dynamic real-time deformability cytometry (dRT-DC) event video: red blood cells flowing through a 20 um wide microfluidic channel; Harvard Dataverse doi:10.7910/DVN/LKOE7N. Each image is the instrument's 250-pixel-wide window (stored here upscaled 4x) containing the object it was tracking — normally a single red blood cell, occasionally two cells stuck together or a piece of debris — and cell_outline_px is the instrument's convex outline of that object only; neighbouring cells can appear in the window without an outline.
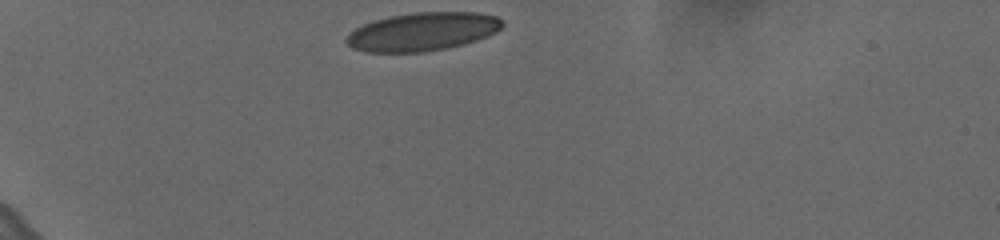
{"species": "human", "species_latin": "Homo sapiens", "temperature_condition": "cold", "stored_images_in_passage": 34, "camera_frame_rate_fps": 3000, "um_per_image_px": 0.085, "donor": {"sex": "female"}, "frame": {"image": 1, "passage_image": 1, "time_ms": 0.0, "image_size_px": [1000, 240], "cell_outline_px": [[504, 24], [496, 32], [488, 36], [464, 44], [424, 52], [364, 52], [352, 48], [344, 40], [356, 28], [364, 24], [376, 20], [392, 16], [416, 12], [476, 12], [496, 16]], "centroid_in_image_um": [35.92, 2.69], "position_along_channel_um": 49.1, "area_um2": 34.56}}
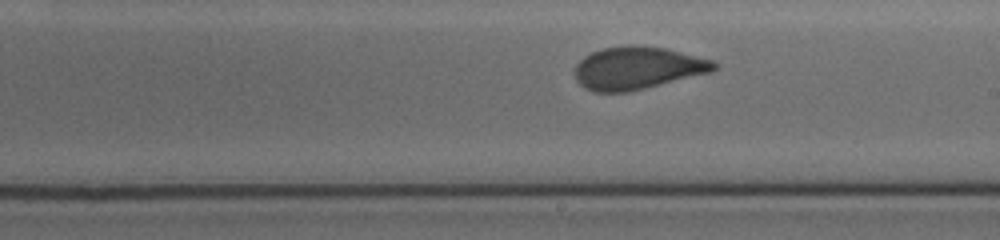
{"frame": {"image": 2, "passage_image": 20, "time_ms": 6.333, "image_size_px": [1000, 240], "cell_outline_px": [[716, 68], [708, 72], [628, 92], [596, 92], [584, 88], [576, 80], [576, 64], [584, 56], [592, 52], [604, 48], [664, 48], [712, 60], [716, 64]], "centroid_in_image_um": [54.13, 5.82], "position_along_channel_um": 234.9, "area_um2": 33.12}}
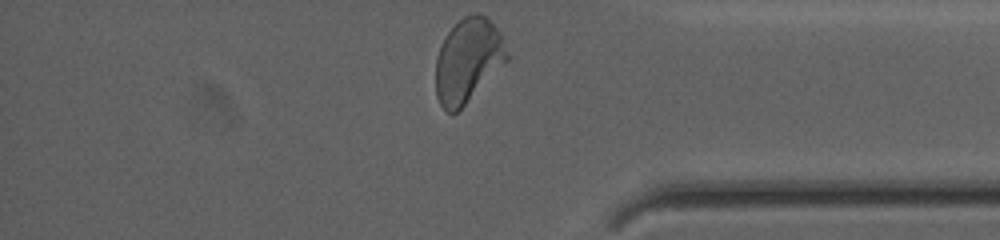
{"frame": {"image": 3, "passage_image": 34, "time_ms": 11.0, "image_size_px": [1000, 240], "cell_outline_px": [[508, 60], [456, 112], [448, 112], [440, 104], [436, 96], [436, 56], [440, 44], [448, 32], [464, 16], [476, 12], [484, 16], [500, 32], [508, 52]], "centroid_in_image_um": [39.76, 5.11], "position_along_channel_um": 395.4, "area_um2": 34.28}, "authors_computed_cell_mechanics": {"area_um2": 34.5355, "velocity_mm_per_s": 3.6195, "shape_relaxation_time_tau1_ms": 7.6786, "shape_relaxation_time_tau2_ms": null, "deformation_change_tau1": 0.1873, "deformation_change_tau2": null}}